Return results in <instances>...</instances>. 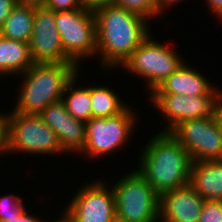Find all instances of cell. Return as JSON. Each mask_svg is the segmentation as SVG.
Here are the masks:
<instances>
[{"instance_id": "obj_29", "label": "cell", "mask_w": 222, "mask_h": 222, "mask_svg": "<svg viewBox=\"0 0 222 222\" xmlns=\"http://www.w3.org/2000/svg\"><path fill=\"white\" fill-rule=\"evenodd\" d=\"M207 6L211 13L215 14V16L220 20L222 19V0H206Z\"/></svg>"}, {"instance_id": "obj_16", "label": "cell", "mask_w": 222, "mask_h": 222, "mask_svg": "<svg viewBox=\"0 0 222 222\" xmlns=\"http://www.w3.org/2000/svg\"><path fill=\"white\" fill-rule=\"evenodd\" d=\"M189 185L204 200L222 201V160L192 162Z\"/></svg>"}, {"instance_id": "obj_13", "label": "cell", "mask_w": 222, "mask_h": 222, "mask_svg": "<svg viewBox=\"0 0 222 222\" xmlns=\"http://www.w3.org/2000/svg\"><path fill=\"white\" fill-rule=\"evenodd\" d=\"M38 116L56 133L66 155L82 152L86 143L85 122L72 117L62 100L49 104Z\"/></svg>"}, {"instance_id": "obj_3", "label": "cell", "mask_w": 222, "mask_h": 222, "mask_svg": "<svg viewBox=\"0 0 222 222\" xmlns=\"http://www.w3.org/2000/svg\"><path fill=\"white\" fill-rule=\"evenodd\" d=\"M74 63H34L22 78L13 111L26 115H38L49 104L62 100L67 84L79 69Z\"/></svg>"}, {"instance_id": "obj_28", "label": "cell", "mask_w": 222, "mask_h": 222, "mask_svg": "<svg viewBox=\"0 0 222 222\" xmlns=\"http://www.w3.org/2000/svg\"><path fill=\"white\" fill-rule=\"evenodd\" d=\"M82 6L85 9L94 11L100 7L108 6L113 4V0H81Z\"/></svg>"}, {"instance_id": "obj_33", "label": "cell", "mask_w": 222, "mask_h": 222, "mask_svg": "<svg viewBox=\"0 0 222 222\" xmlns=\"http://www.w3.org/2000/svg\"><path fill=\"white\" fill-rule=\"evenodd\" d=\"M24 1H32V2H38V3L42 2V0H24Z\"/></svg>"}, {"instance_id": "obj_1", "label": "cell", "mask_w": 222, "mask_h": 222, "mask_svg": "<svg viewBox=\"0 0 222 222\" xmlns=\"http://www.w3.org/2000/svg\"><path fill=\"white\" fill-rule=\"evenodd\" d=\"M100 69L120 70L123 63L148 37L152 28L145 17L116 5L93 11ZM151 29V30H150Z\"/></svg>"}, {"instance_id": "obj_22", "label": "cell", "mask_w": 222, "mask_h": 222, "mask_svg": "<svg viewBox=\"0 0 222 222\" xmlns=\"http://www.w3.org/2000/svg\"><path fill=\"white\" fill-rule=\"evenodd\" d=\"M24 198L20 195H2L0 197V221L6 220V217L20 216L27 208L23 202Z\"/></svg>"}, {"instance_id": "obj_21", "label": "cell", "mask_w": 222, "mask_h": 222, "mask_svg": "<svg viewBox=\"0 0 222 222\" xmlns=\"http://www.w3.org/2000/svg\"><path fill=\"white\" fill-rule=\"evenodd\" d=\"M113 5L135 12L148 20L162 16L156 0H113Z\"/></svg>"}, {"instance_id": "obj_14", "label": "cell", "mask_w": 222, "mask_h": 222, "mask_svg": "<svg viewBox=\"0 0 222 222\" xmlns=\"http://www.w3.org/2000/svg\"><path fill=\"white\" fill-rule=\"evenodd\" d=\"M204 199L188 184L160 196L159 222H199Z\"/></svg>"}, {"instance_id": "obj_20", "label": "cell", "mask_w": 222, "mask_h": 222, "mask_svg": "<svg viewBox=\"0 0 222 222\" xmlns=\"http://www.w3.org/2000/svg\"><path fill=\"white\" fill-rule=\"evenodd\" d=\"M80 70L67 84L65 92L62 96L68 113L83 122H87L92 118L90 86H82L78 84V78L81 75ZM78 88H77V85Z\"/></svg>"}, {"instance_id": "obj_9", "label": "cell", "mask_w": 222, "mask_h": 222, "mask_svg": "<svg viewBox=\"0 0 222 222\" xmlns=\"http://www.w3.org/2000/svg\"><path fill=\"white\" fill-rule=\"evenodd\" d=\"M169 133L188 151L192 162L222 160V124L216 113L182 121Z\"/></svg>"}, {"instance_id": "obj_32", "label": "cell", "mask_w": 222, "mask_h": 222, "mask_svg": "<svg viewBox=\"0 0 222 222\" xmlns=\"http://www.w3.org/2000/svg\"><path fill=\"white\" fill-rule=\"evenodd\" d=\"M62 213H63V215L61 216L62 218L60 219H57V220H51L50 222H71V219L69 218V216H68V214L62 209ZM43 222H49L48 220L46 221H44L43 220Z\"/></svg>"}, {"instance_id": "obj_18", "label": "cell", "mask_w": 222, "mask_h": 222, "mask_svg": "<svg viewBox=\"0 0 222 222\" xmlns=\"http://www.w3.org/2000/svg\"><path fill=\"white\" fill-rule=\"evenodd\" d=\"M36 2L19 0L1 27L4 38L29 43Z\"/></svg>"}, {"instance_id": "obj_30", "label": "cell", "mask_w": 222, "mask_h": 222, "mask_svg": "<svg viewBox=\"0 0 222 222\" xmlns=\"http://www.w3.org/2000/svg\"><path fill=\"white\" fill-rule=\"evenodd\" d=\"M179 1L183 2V0H156V4H157V8H158L159 12L162 15H164L165 12H167L166 10L168 8H171V7L175 6L176 3L178 5V3H180Z\"/></svg>"}, {"instance_id": "obj_26", "label": "cell", "mask_w": 222, "mask_h": 222, "mask_svg": "<svg viewBox=\"0 0 222 222\" xmlns=\"http://www.w3.org/2000/svg\"><path fill=\"white\" fill-rule=\"evenodd\" d=\"M19 0H0V28Z\"/></svg>"}, {"instance_id": "obj_5", "label": "cell", "mask_w": 222, "mask_h": 222, "mask_svg": "<svg viewBox=\"0 0 222 222\" xmlns=\"http://www.w3.org/2000/svg\"><path fill=\"white\" fill-rule=\"evenodd\" d=\"M152 35L150 33L121 66L131 75L144 79L149 95L186 61L171 46L156 41Z\"/></svg>"}, {"instance_id": "obj_27", "label": "cell", "mask_w": 222, "mask_h": 222, "mask_svg": "<svg viewBox=\"0 0 222 222\" xmlns=\"http://www.w3.org/2000/svg\"><path fill=\"white\" fill-rule=\"evenodd\" d=\"M0 222H43V219L31 215V213L25 210L20 216L6 217V220Z\"/></svg>"}, {"instance_id": "obj_31", "label": "cell", "mask_w": 222, "mask_h": 222, "mask_svg": "<svg viewBox=\"0 0 222 222\" xmlns=\"http://www.w3.org/2000/svg\"><path fill=\"white\" fill-rule=\"evenodd\" d=\"M216 114L222 124V89H218L217 100H216Z\"/></svg>"}, {"instance_id": "obj_7", "label": "cell", "mask_w": 222, "mask_h": 222, "mask_svg": "<svg viewBox=\"0 0 222 222\" xmlns=\"http://www.w3.org/2000/svg\"><path fill=\"white\" fill-rule=\"evenodd\" d=\"M11 111V112H10ZM7 113L8 153L24 155L65 154L56 133L38 115H26L10 110ZM11 152V153H10ZM26 153V154H25ZM52 154V155H51Z\"/></svg>"}, {"instance_id": "obj_24", "label": "cell", "mask_w": 222, "mask_h": 222, "mask_svg": "<svg viewBox=\"0 0 222 222\" xmlns=\"http://www.w3.org/2000/svg\"><path fill=\"white\" fill-rule=\"evenodd\" d=\"M41 4L54 12L83 8L81 0H42Z\"/></svg>"}, {"instance_id": "obj_23", "label": "cell", "mask_w": 222, "mask_h": 222, "mask_svg": "<svg viewBox=\"0 0 222 222\" xmlns=\"http://www.w3.org/2000/svg\"><path fill=\"white\" fill-rule=\"evenodd\" d=\"M199 222H222V201L204 200Z\"/></svg>"}, {"instance_id": "obj_12", "label": "cell", "mask_w": 222, "mask_h": 222, "mask_svg": "<svg viewBox=\"0 0 222 222\" xmlns=\"http://www.w3.org/2000/svg\"><path fill=\"white\" fill-rule=\"evenodd\" d=\"M55 24V12L36 2L33 30L29 42L34 63H73L64 54Z\"/></svg>"}, {"instance_id": "obj_17", "label": "cell", "mask_w": 222, "mask_h": 222, "mask_svg": "<svg viewBox=\"0 0 222 222\" xmlns=\"http://www.w3.org/2000/svg\"><path fill=\"white\" fill-rule=\"evenodd\" d=\"M34 64L29 43L7 39H0V76L12 78L27 71ZM3 76V77H2Z\"/></svg>"}, {"instance_id": "obj_10", "label": "cell", "mask_w": 222, "mask_h": 222, "mask_svg": "<svg viewBox=\"0 0 222 222\" xmlns=\"http://www.w3.org/2000/svg\"><path fill=\"white\" fill-rule=\"evenodd\" d=\"M93 182L84 183L63 209L71 222H114L116 220L113 188L102 180Z\"/></svg>"}, {"instance_id": "obj_19", "label": "cell", "mask_w": 222, "mask_h": 222, "mask_svg": "<svg viewBox=\"0 0 222 222\" xmlns=\"http://www.w3.org/2000/svg\"><path fill=\"white\" fill-rule=\"evenodd\" d=\"M90 85L92 118H109L122 113L129 105L110 86Z\"/></svg>"}, {"instance_id": "obj_4", "label": "cell", "mask_w": 222, "mask_h": 222, "mask_svg": "<svg viewBox=\"0 0 222 222\" xmlns=\"http://www.w3.org/2000/svg\"><path fill=\"white\" fill-rule=\"evenodd\" d=\"M124 173L111 185L116 219L122 222H159L160 196L136 169Z\"/></svg>"}, {"instance_id": "obj_11", "label": "cell", "mask_w": 222, "mask_h": 222, "mask_svg": "<svg viewBox=\"0 0 222 222\" xmlns=\"http://www.w3.org/2000/svg\"><path fill=\"white\" fill-rule=\"evenodd\" d=\"M150 97V98H149ZM157 112L161 113L164 129L160 132H170L177 124L189 119L211 117L216 113L217 95L188 96L180 94H150Z\"/></svg>"}, {"instance_id": "obj_8", "label": "cell", "mask_w": 222, "mask_h": 222, "mask_svg": "<svg viewBox=\"0 0 222 222\" xmlns=\"http://www.w3.org/2000/svg\"><path fill=\"white\" fill-rule=\"evenodd\" d=\"M55 23L64 54L74 64L79 67L83 60L96 57L97 35L93 11L78 8L55 12Z\"/></svg>"}, {"instance_id": "obj_2", "label": "cell", "mask_w": 222, "mask_h": 222, "mask_svg": "<svg viewBox=\"0 0 222 222\" xmlns=\"http://www.w3.org/2000/svg\"><path fill=\"white\" fill-rule=\"evenodd\" d=\"M153 135L141 149L136 170L161 196L189 184L192 160L188 151L169 132L157 131Z\"/></svg>"}, {"instance_id": "obj_25", "label": "cell", "mask_w": 222, "mask_h": 222, "mask_svg": "<svg viewBox=\"0 0 222 222\" xmlns=\"http://www.w3.org/2000/svg\"><path fill=\"white\" fill-rule=\"evenodd\" d=\"M8 153L7 113H0V155Z\"/></svg>"}, {"instance_id": "obj_6", "label": "cell", "mask_w": 222, "mask_h": 222, "mask_svg": "<svg viewBox=\"0 0 222 222\" xmlns=\"http://www.w3.org/2000/svg\"><path fill=\"white\" fill-rule=\"evenodd\" d=\"M131 107L128 106L113 117L91 118L85 122L86 143L80 155L94 160L123 149L132 139L130 137L133 136L132 132H135V124L138 122V115L134 112L136 110Z\"/></svg>"}, {"instance_id": "obj_15", "label": "cell", "mask_w": 222, "mask_h": 222, "mask_svg": "<svg viewBox=\"0 0 222 222\" xmlns=\"http://www.w3.org/2000/svg\"><path fill=\"white\" fill-rule=\"evenodd\" d=\"M188 64L184 61L151 94L217 95L219 87L213 86L214 84L209 82L211 80H208L204 73L201 74L197 68H192Z\"/></svg>"}]
</instances>
